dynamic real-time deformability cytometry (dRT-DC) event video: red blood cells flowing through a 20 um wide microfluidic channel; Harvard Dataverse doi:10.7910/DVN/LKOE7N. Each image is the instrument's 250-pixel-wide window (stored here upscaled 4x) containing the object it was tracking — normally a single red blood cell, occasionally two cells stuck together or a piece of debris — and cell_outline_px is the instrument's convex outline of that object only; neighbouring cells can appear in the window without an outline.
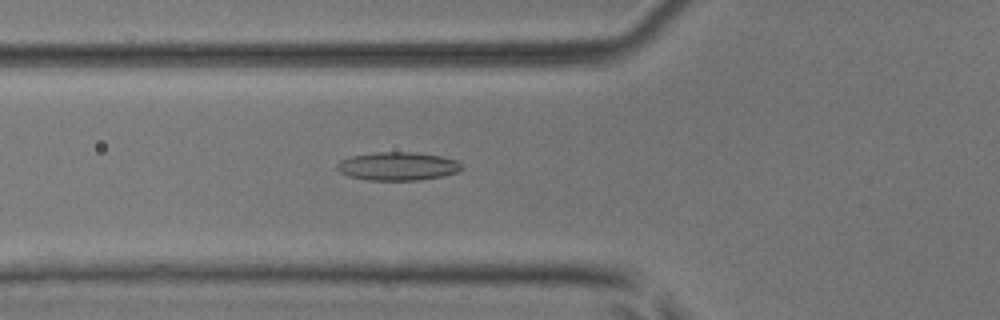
{"species": "common noctule bat (a hibernating species)", "species_latin": "Nyctalus noctula", "temperature_condition": "room temperature", "stored_images_in_passage": 54, "camera_frame_rate_fps": 3000, "um_per_image_px": 0.085, "animal": {"sex": "male", "body_mass_g": 17.9, "forearm_length_mm": 54.2}, "frame": {"image": 1, "passage_image": 20, "time_ms": 6.333, "image_size_px": [1000, 320], "cell_outline_px": [[460, 168], [456, 172], [444, 176], [420, 180], [368, 180], [348, 176], [340, 172], [336, 168], [336, 164], [340, 160], [352, 156], [376, 152], [412, 152], [440, 156], [456, 160], [460, 164]], "centroid_in_image_um": [33.76, 14.13], "position_along_channel_um": 92.0, "area_um2": 20.46}}
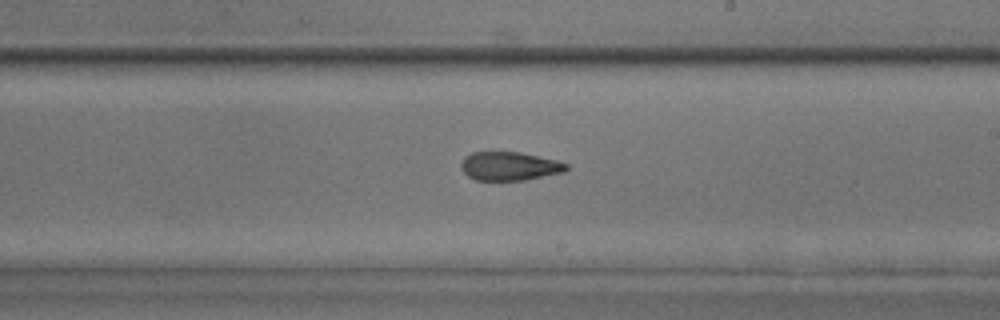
{"frame": {"image": 2, "passage_image": 32, "time_ms": 10.333, "image_size_px": [1000, 320], "cell_outline_px": [[568, 168], [564, 172], [524, 180], [476, 180], [468, 176], [460, 168], [460, 164], [464, 156], [472, 152], [520, 152], [556, 160], [568, 164]], "centroid_in_image_um": [43.28, 14.12], "position_along_channel_um": 245.7, "area_um2": 17.57}}
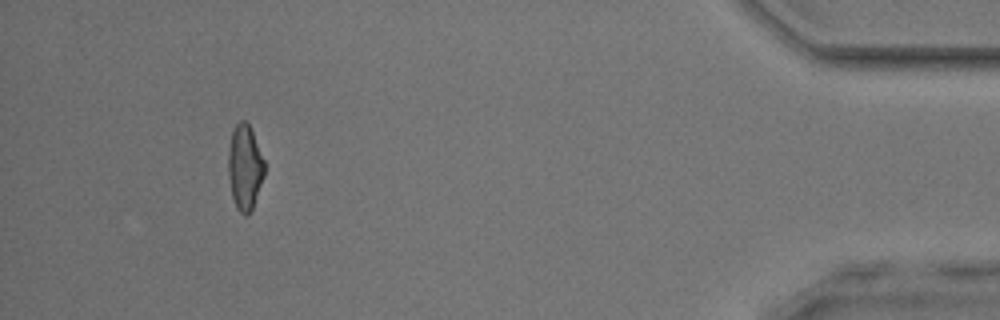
{"frame": {"image": 3, "passage_image": 50, "time_ms": 16.333, "image_size_px": [1000, 320], "cell_outline_px": [[264, 176], [252, 208], [248, 216], [244, 216], [236, 208], [232, 196], [228, 172], [228, 152], [232, 132], [236, 124], [240, 120], [248, 120], [264, 160]], "centroid_in_image_um": [20.81, 14.2], "position_along_channel_um": 414.4, "area_um2": 17.98}, "authors_computed_cell_mechanics": {"area_um2": 18.7272, "velocity_mm_per_s": 3.8543, "shape_relaxation_time_tau1_ms": null, "shape_relaxation_time_tau2_ms": 2.4221, "deformation_change_tau1": null, "deformation_change_tau2": 0.104}}